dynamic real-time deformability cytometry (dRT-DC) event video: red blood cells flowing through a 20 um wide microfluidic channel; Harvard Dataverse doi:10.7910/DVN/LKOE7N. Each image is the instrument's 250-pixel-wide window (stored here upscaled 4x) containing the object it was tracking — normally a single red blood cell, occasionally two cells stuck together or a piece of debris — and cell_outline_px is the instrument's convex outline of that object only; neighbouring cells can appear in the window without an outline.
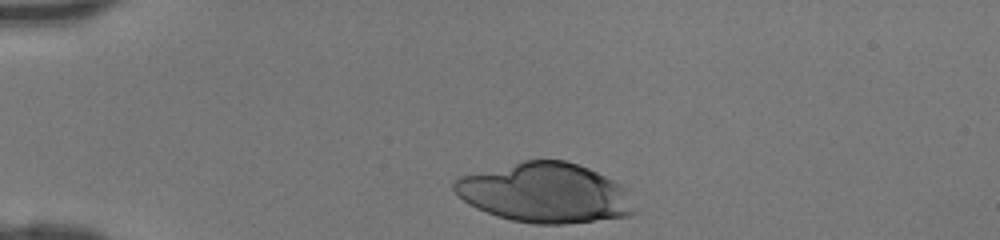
{"species": "human", "species_latin": "Homo sapiens", "temperature_condition": "room temperature", "stored_images_in_passage": 30, "camera_frame_rate_fps": 3000, "um_per_image_px": 0.085, "donor": {"sex": "female"}, "frame": {"image": 1, "passage_image": 1, "time_ms": 0.0, "image_size_px": [1000, 240], "cell_outline_px": [[640, 208], [632, 216], [564, 224], [532, 224], [512, 220], [496, 216], [476, 208], [468, 204], [456, 196], [452, 188], [452, 180], [456, 176], [524, 160], [564, 160], [588, 168], [620, 184], [624, 188]], "centroid_in_image_um": [46.3, 16.41], "position_along_channel_um": 38.7, "area_um2": 63.52}}